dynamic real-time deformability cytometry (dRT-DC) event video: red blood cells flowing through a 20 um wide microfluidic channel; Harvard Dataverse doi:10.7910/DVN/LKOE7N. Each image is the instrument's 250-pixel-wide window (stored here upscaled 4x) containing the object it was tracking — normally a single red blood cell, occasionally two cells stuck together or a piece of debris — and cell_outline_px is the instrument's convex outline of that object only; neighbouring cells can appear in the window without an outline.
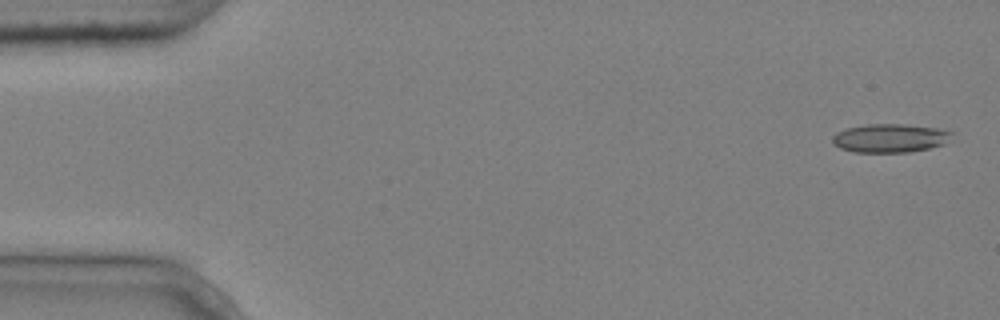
{"species": "common noctule bat (a hibernating species)", "species_latin": "Nyctalus noctula", "temperature_condition": "cold", "stored_images_in_passage": 4, "camera_frame_rate_fps": 3000, "um_per_image_px": 0.085, "animal": {"sex": "male", "body_mass_g": 20.4}, "frame": {"image": 1, "passage_image": 1, "time_ms": 0.0, "image_size_px": [1000, 320], "cell_outline_px": [[952, 132], [944, 144], [928, 148], [908, 152], [856, 152], [840, 148], [832, 144], [832, 136], [836, 132], [848, 128], [868, 124], [904, 124], [936, 128]], "centroid_in_image_um": [75.59, 11.74], "position_along_channel_um": 9.4, "area_um2": 19.65}}
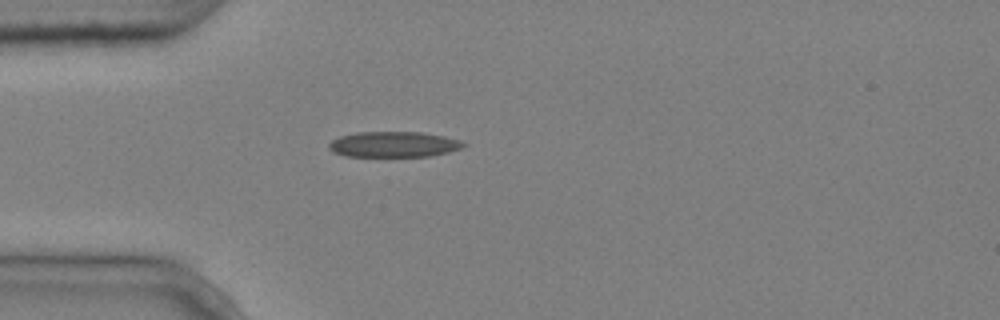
{"frame": {"image": 2, "passage_image": 4, "time_ms": 1.0, "image_size_px": [1000, 320], "cell_outline_px": [[468, 144], [460, 148], [448, 152], [428, 156], [344, 156], [332, 152], [328, 148], [328, 144], [332, 140], [340, 136], [356, 132], [424, 132], [444, 136], [460, 140]], "centroid_in_image_um": [33.44, 12.26], "position_along_channel_um": 51.6, "area_um2": 20.11}}